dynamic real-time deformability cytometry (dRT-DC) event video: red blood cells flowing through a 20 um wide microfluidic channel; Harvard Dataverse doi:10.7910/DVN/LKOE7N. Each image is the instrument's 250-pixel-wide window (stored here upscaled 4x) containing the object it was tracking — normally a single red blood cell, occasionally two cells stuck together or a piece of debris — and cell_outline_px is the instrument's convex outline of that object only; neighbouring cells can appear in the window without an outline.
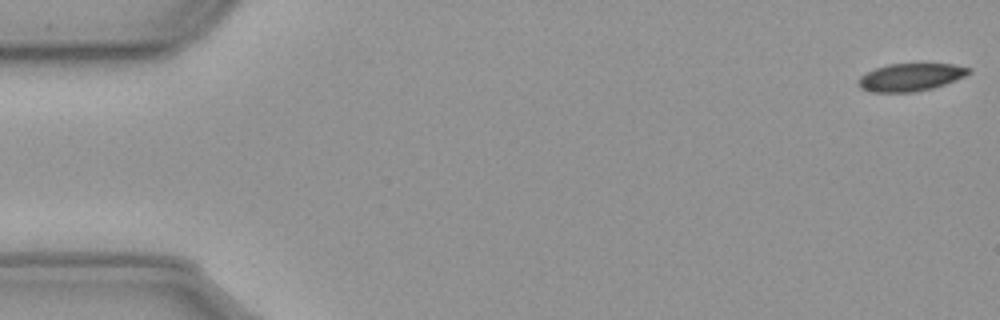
{"species": "common noctule bat (a hibernating species)", "species_latin": "Nyctalus noctula", "temperature_condition": "cold", "stored_images_in_passage": 57, "camera_frame_rate_fps": 3000, "um_per_image_px": 0.085, "animal": {"sex": "male", "body_mass_g": 23.1, "forearm_length_mm": 52.7}, "frame": {"image": 1, "passage_image": 1, "time_ms": 0.0, "image_size_px": [1000, 320], "cell_outline_px": [[972, 72], [964, 76], [944, 84], [932, 88], [912, 92], [872, 92], [860, 88], [856, 84], [856, 80], [860, 76], [876, 68], [888, 64], [952, 64], [972, 68]], "centroid_in_image_um": [77.37, 6.56], "position_along_channel_um": 7.6, "area_um2": 17.74}}
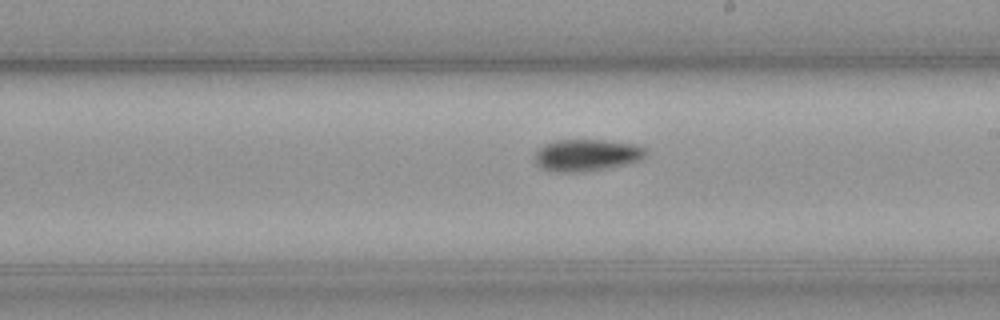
{"frame": {"image": 2, "passage_image": 32, "time_ms": 10.333, "image_size_px": [1000, 320], "cell_outline_px": [[648, 152], [644, 156], [636, 160], [624, 164], [608, 168], [584, 172], [560, 172], [544, 168], [536, 164], [536, 152], [544, 144], [556, 140], [604, 140], [636, 144], [644, 148]], "centroid_in_image_um": [49.87, 13.18], "position_along_channel_um": 239.1, "area_um2": 20.35}}
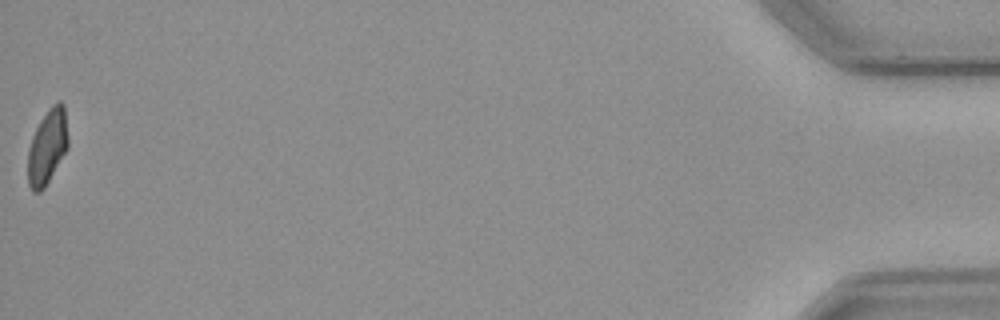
{"frame": {"image": 3, "passage_image": 57, "time_ms": 18.667, "image_size_px": [1000, 320], "cell_outline_px": [[68, 148], [44, 188], [40, 192], [32, 192], [28, 184], [28, 152], [32, 136], [40, 120], [48, 108], [56, 100], [60, 100], [64, 104], [68, 136]], "centroid_in_image_um": [4.03, 12.44], "position_along_channel_um": 431.2, "area_um2": 17.69}, "authors_computed_cell_mechanics": {"area_um2": 18.9584, "velocity_mm_per_s": 3.594, "shape_relaxation_time_tau1_ms": 7.9596, "shape_relaxation_time_tau2_ms": null, "deformation_change_tau1": 0.1208, "deformation_change_tau2": null}}